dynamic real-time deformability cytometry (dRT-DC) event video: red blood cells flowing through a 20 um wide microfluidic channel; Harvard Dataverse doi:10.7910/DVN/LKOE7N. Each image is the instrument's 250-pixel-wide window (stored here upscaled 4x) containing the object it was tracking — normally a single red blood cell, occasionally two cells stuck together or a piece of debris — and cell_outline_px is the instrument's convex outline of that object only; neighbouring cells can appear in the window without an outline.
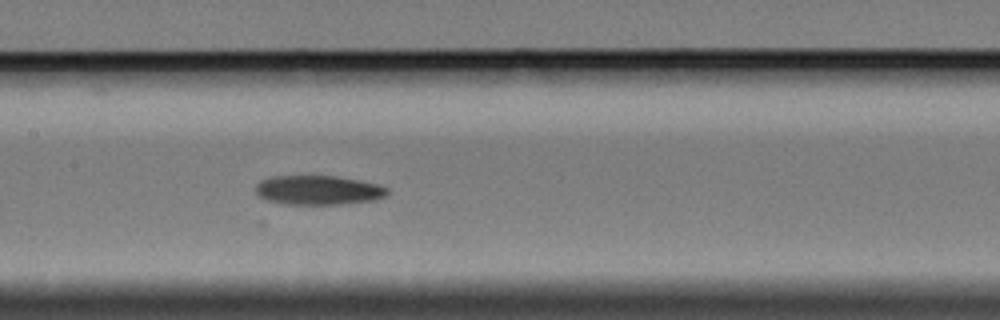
{"species": "Egyptian fruit bat (a non-hibernating species)", "species_latin": "Rousettus aegyptiacus", "temperature_condition": "cold", "stored_images_in_passage": 4, "camera_frame_rate_fps": 3000, "um_per_image_px": 0.085, "animal": {"sex": "female"}, "frame": {"image": 1, "passage_image": 4, "time_ms": 3.667, "image_size_px": [1000, 320], "cell_outline_px": [[388, 192], [384, 196], [372, 200], [340, 204], [284, 204], [268, 200], [260, 196], [256, 192], [256, 184], [260, 180], [272, 176], [336, 176], [360, 180], [376, 184], [388, 188]], "centroid_in_image_um": [27.03, 16.15], "position_along_channel_um": 180.4, "area_um2": 22.31}}